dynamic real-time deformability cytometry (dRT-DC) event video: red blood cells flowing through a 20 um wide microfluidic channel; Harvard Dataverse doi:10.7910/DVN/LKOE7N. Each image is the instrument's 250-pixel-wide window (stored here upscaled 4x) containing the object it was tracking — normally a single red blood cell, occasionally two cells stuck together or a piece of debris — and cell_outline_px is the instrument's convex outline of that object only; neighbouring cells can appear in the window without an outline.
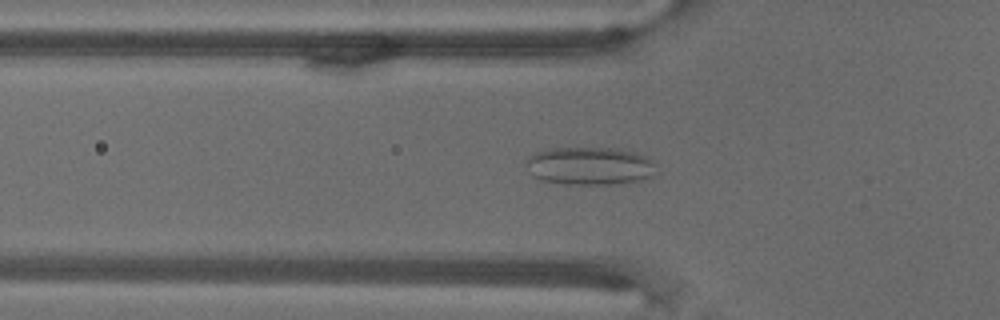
{"species": "common noctule bat (a hibernating species)", "species_latin": "Nyctalus noctula", "temperature_condition": "warm", "stored_images_in_passage": 72, "camera_frame_rate_fps": 3000, "um_per_image_px": 0.085, "animal": {"sex": "male", "body_mass_g": 18.8}, "frame": {"image": 1, "passage_image": 25, "time_ms": 8.0, "image_size_px": [1000, 320], "cell_outline_px": [[656, 176], [640, 180], [620, 184], [564, 184], [540, 180], [532, 176], [524, 168], [524, 160], [528, 156], [536, 152], [548, 148], [616, 148], [636, 152], [652, 160], [656, 164]], "centroid_in_image_um": [50.1, 14.11], "position_along_channel_um": 75.7, "area_um2": 29.54}}
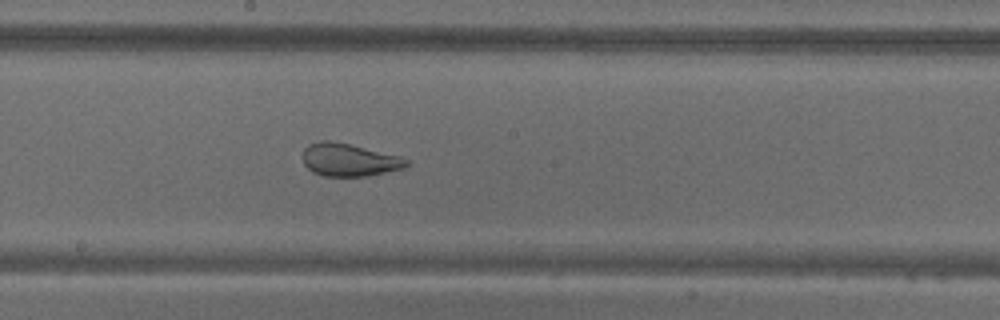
{"frame": {"image": 2, "passage_image": 40, "time_ms": 13.0, "image_size_px": [1000, 320], "cell_outline_px": [[408, 164], [404, 168], [368, 176], [324, 176], [312, 172], [304, 164], [304, 148], [308, 144], [320, 140], [328, 140], [348, 144], [400, 156], [408, 160]], "centroid_in_image_um": [29.66, 13.59], "position_along_channel_um": 218.5, "area_um2": 19.65}}
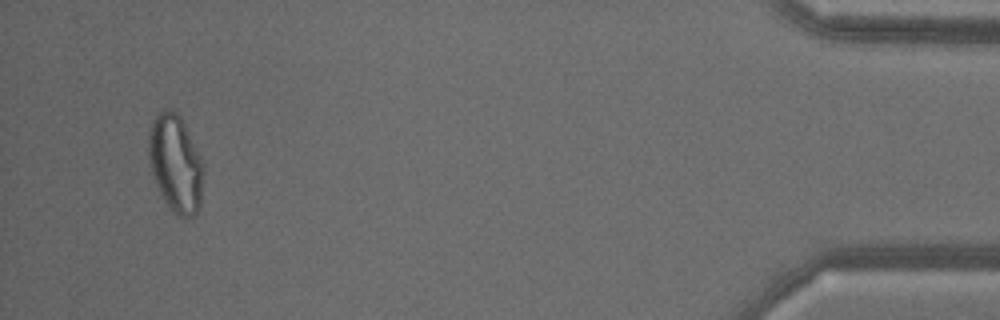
{"frame": {"image": 3, "passage_image": 69, "time_ms": 22.667, "image_size_px": [1000, 320], "cell_outline_px": [[204, 172], [200, 208], [196, 216], [176, 216], [168, 208], [156, 184], [152, 172], [148, 156], [148, 136], [152, 120], [164, 108], [176, 108], [204, 164]], "centroid_in_image_um": [14.93, 13.9], "position_along_channel_um": 420.3, "area_um2": 31.5}}